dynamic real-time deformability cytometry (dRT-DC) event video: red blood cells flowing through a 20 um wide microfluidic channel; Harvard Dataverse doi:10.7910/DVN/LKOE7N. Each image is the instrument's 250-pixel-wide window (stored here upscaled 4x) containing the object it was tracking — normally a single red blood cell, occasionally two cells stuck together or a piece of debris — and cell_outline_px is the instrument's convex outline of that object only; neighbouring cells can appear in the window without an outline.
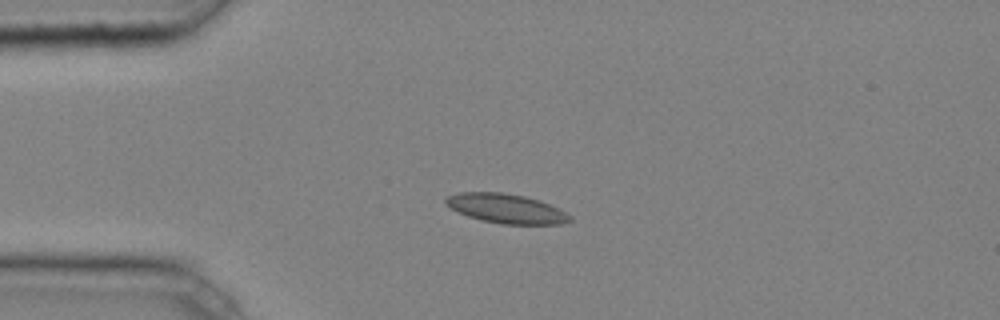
{"species": "common noctule bat (a hibernating species)", "species_latin": "Nyctalus noctula", "temperature_condition": "cold", "stored_images_in_passage": 6, "camera_frame_rate_fps": 3000, "um_per_image_px": 0.085, "animal": {"sex": "male", "body_mass_g": 20.4}, "frame": {"image": 1, "passage_image": 4, "time_ms": 1.0, "image_size_px": [1000, 320], "cell_outline_px": [[572, 220], [560, 224], [500, 224], [480, 220], [468, 216], [444, 204], [444, 196], [460, 192], [504, 192], [524, 196], [540, 200], [572, 216]], "centroid_in_image_um": [42.98, 17.72], "position_along_channel_um": 42.0, "area_um2": 21.27}}
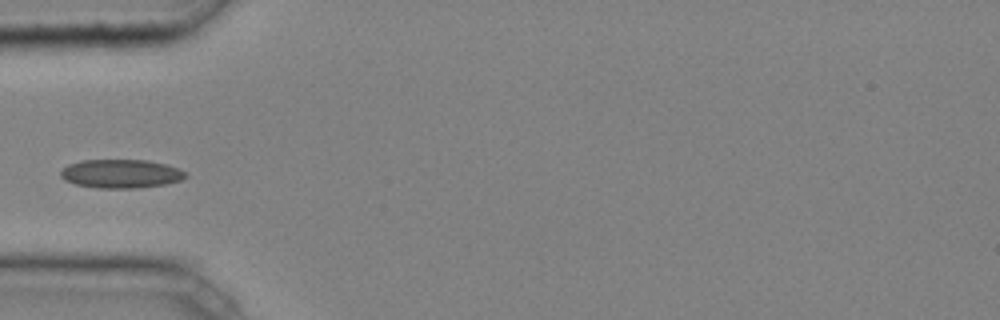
{"frame": {"image": 2, "passage_image": 5, "time_ms": 1.333, "image_size_px": [1000, 320], "cell_outline_px": [[188, 176], [180, 180], [164, 184], [136, 188], [96, 188], [76, 184], [64, 180], [60, 176], [60, 172], [68, 164], [80, 160], [148, 160], [164, 164], [176, 168], [184, 172]], "centroid_in_image_um": [10.23, 14.76], "position_along_channel_um": 74.8, "area_um2": 20.75}}
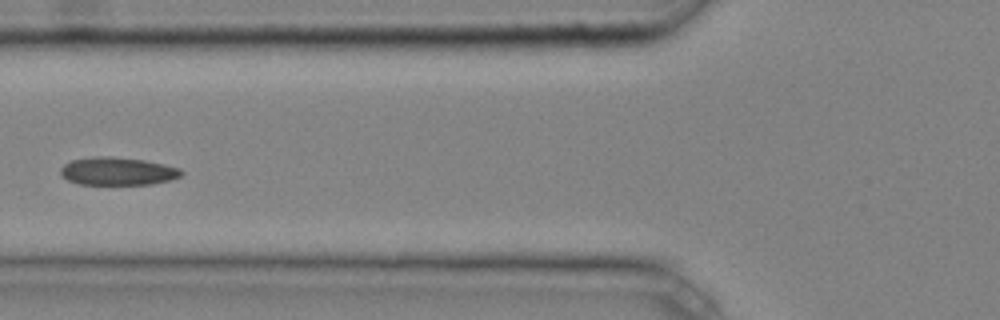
{"frame": {"image": 3, "passage_image": 6, "time_ms": 1.667, "image_size_px": [1000, 320], "cell_outline_px": [[184, 172], [180, 176], [168, 180], [152, 184], [80, 184], [68, 180], [60, 176], [60, 168], [64, 164], [72, 160], [96, 156], [112, 156], [144, 160], [164, 164], [180, 168]], "centroid_in_image_um": [9.98, 14.55], "position_along_channel_um": 115.8, "area_um2": 19.65}}